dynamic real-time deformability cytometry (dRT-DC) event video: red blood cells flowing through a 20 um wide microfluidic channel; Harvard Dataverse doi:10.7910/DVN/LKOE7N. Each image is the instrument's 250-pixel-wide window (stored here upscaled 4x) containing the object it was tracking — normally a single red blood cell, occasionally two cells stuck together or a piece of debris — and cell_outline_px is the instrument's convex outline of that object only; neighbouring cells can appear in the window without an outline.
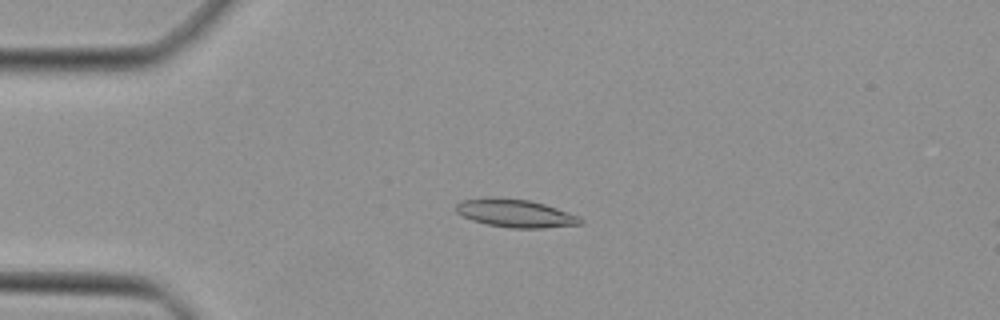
{"species": "Egyptian fruit bat (a non-hibernating species)", "species_latin": "Rousettus aegyptiacus", "temperature_condition": "cold", "stored_images_in_passage": 12, "camera_frame_rate_fps": 3000, "um_per_image_px": 0.085, "animal": {"sex": "female"}, "frame": {"image": 1, "passage_image": 10, "time_ms": 3.0, "image_size_px": [1000, 320], "cell_outline_px": [[584, 224], [544, 228], [512, 228], [484, 224], [472, 220], [456, 212], [456, 204], [460, 200], [488, 196], [496, 196], [528, 200], [544, 204], [580, 216], [584, 220]], "centroid_in_image_um": [43.8, 18.12], "position_along_channel_um": 41.2, "area_um2": 20.69}}